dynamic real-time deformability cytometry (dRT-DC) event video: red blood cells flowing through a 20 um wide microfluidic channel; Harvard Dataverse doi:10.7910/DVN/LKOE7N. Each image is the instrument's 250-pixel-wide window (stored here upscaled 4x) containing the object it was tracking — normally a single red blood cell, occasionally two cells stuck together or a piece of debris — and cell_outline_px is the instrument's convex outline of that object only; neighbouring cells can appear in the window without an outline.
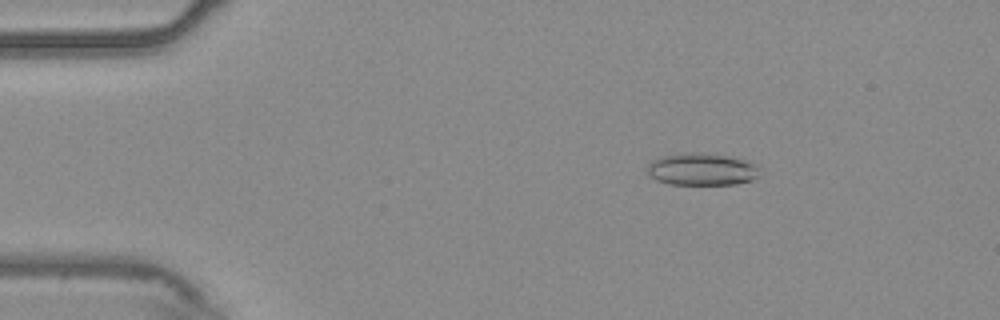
{"species": "common noctule bat (a hibernating species)", "species_latin": "Nyctalus noctula", "temperature_condition": "warm", "stored_images_in_passage": 54, "camera_frame_rate_fps": 3000, "um_per_image_px": 0.085, "animal": {"sex": "male", "body_mass_g": 20.4}, "frame": {"image": 1, "passage_image": 9, "time_ms": 2.667, "image_size_px": [1000, 320], "cell_outline_px": [[756, 176], [752, 180], [736, 184], [672, 184], [656, 180], [648, 172], [648, 164], [652, 160], [664, 156], [688, 152], [704, 152], [728, 156], [748, 160], [756, 164]], "centroid_in_image_um": [59.65, 14.37], "position_along_channel_um": 25.4, "area_um2": 20.92}}
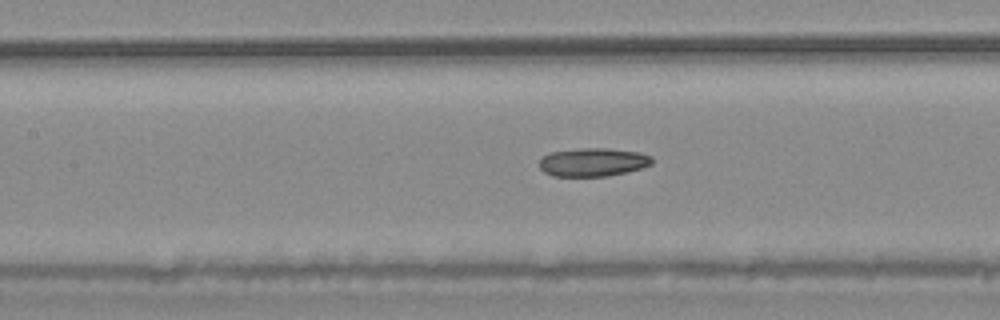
{"frame": {"image": 2, "passage_image": 25, "time_ms": 8.0, "image_size_px": [1000, 320], "cell_outline_px": [[652, 164], [628, 172], [608, 176], [552, 176], [544, 172], [540, 168], [540, 160], [544, 156], [552, 152], [580, 148], [608, 148], [640, 152], [652, 156]], "centroid_in_image_um": [50.43, 13.78], "position_along_channel_um": 157.0, "area_um2": 18.67}}
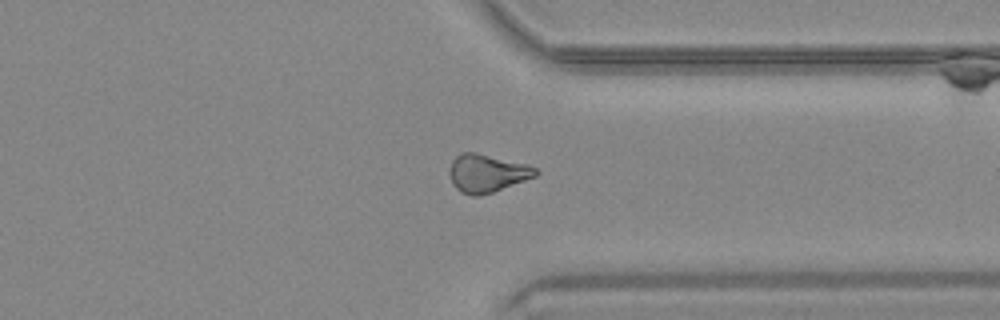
{"frame": {"image": 3, "passage_image": 42, "time_ms": 13.667, "image_size_px": [1000, 320], "cell_outline_px": [[540, 172], [536, 176], [492, 192], [480, 196], [472, 196], [460, 192], [452, 184], [448, 172], [448, 168], [452, 160], [456, 156], [464, 152], [472, 152], [528, 164], [536, 168]], "centroid_in_image_um": [41.36, 14.73], "position_along_channel_um": 370.0, "area_um2": 19.07}, "authors_computed_cell_mechanics": {"area_um2": 19.2763, "velocity_mm_per_s": 3.7755, "shape_relaxation_time_tau1_ms": null, "shape_relaxation_time_tau2_ms": 7.5878, "deformation_change_tau1": null, "deformation_change_tau2": 0.1736}}